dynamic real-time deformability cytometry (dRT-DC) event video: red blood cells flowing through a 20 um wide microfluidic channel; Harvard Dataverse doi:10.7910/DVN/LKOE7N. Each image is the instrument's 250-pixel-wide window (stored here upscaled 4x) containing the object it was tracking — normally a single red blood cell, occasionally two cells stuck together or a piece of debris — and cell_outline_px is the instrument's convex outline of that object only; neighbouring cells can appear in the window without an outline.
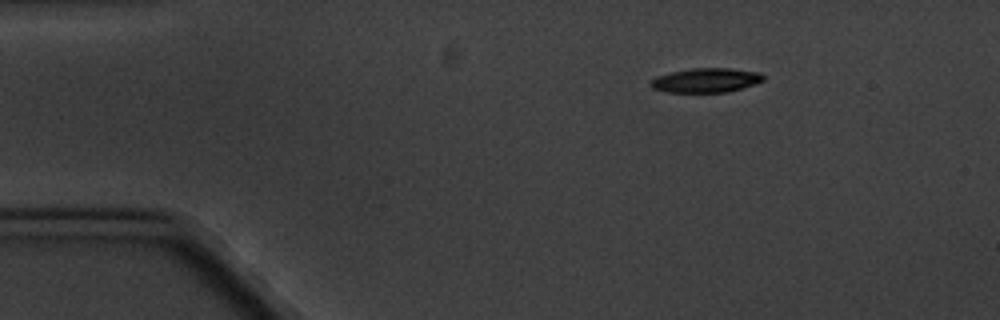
{"species": "common noctule bat (a hibernating species)", "species_latin": "Nyctalus noctula", "temperature_condition": "cold", "stored_images_in_passage": 8, "camera_frame_rate_fps": 3000, "um_per_image_px": 0.085, "animal": {"sex": "male", "body_mass_g": 20.1, "forearm_length_mm": 53.5}, "frame": {"image": 1, "passage_image": 1, "time_ms": 0.0, "image_size_px": [1000, 320], "cell_outline_px": [[764, 80], [756, 84], [728, 92], [668, 92], [652, 88], [648, 84], [656, 76], [672, 72], [692, 68], [728, 68], [760, 72], [764, 76]], "centroid_in_image_um": [60.02, 6.82], "position_along_channel_um": 25.0, "area_um2": 16.01}}
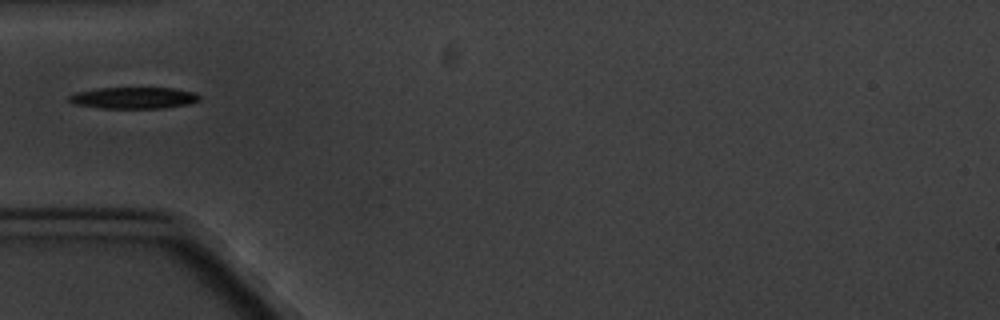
{"frame": {"image": 2, "passage_image": 4, "time_ms": 3.333, "image_size_px": [1000, 320], "cell_outline_px": [[200, 100], [188, 104], [164, 108], [100, 108], [76, 104], [68, 100], [68, 96], [76, 92], [96, 88], [176, 88], [196, 92], [200, 96]], "centroid_in_image_um": [11.39, 8.31], "position_along_channel_um": 73.6, "area_um2": 16.42}}